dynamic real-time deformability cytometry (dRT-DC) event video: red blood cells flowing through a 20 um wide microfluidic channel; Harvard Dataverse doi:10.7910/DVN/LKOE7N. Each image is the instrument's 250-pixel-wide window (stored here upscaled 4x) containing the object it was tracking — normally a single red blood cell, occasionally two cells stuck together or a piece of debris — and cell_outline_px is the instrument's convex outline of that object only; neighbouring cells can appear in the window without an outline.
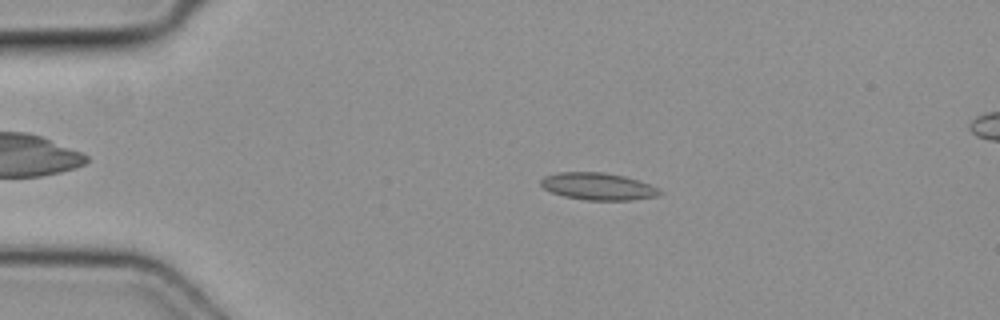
{"species": "common noctule bat (a hibernating species)", "species_latin": "Nyctalus noctula", "temperature_condition": "cold", "stored_images_in_passage": 42, "camera_frame_rate_fps": 3000, "um_per_image_px": 0.085, "animal": {"sex": "female", "body_mass_g": 19.3, "forearm_length_mm": 54.1}, "frame": {"image": 1, "passage_image": 3, "time_ms": 0.667, "image_size_px": [1000, 320], "cell_outline_px": [[664, 192], [660, 196], [632, 200], [584, 200], [564, 196], [552, 192], [544, 188], [540, 184], [540, 180], [544, 176], [556, 172], [604, 172], [624, 176], [648, 184]], "centroid_in_image_um": [50.82, 15.84], "position_along_channel_um": 34.2, "area_um2": 18.84}}
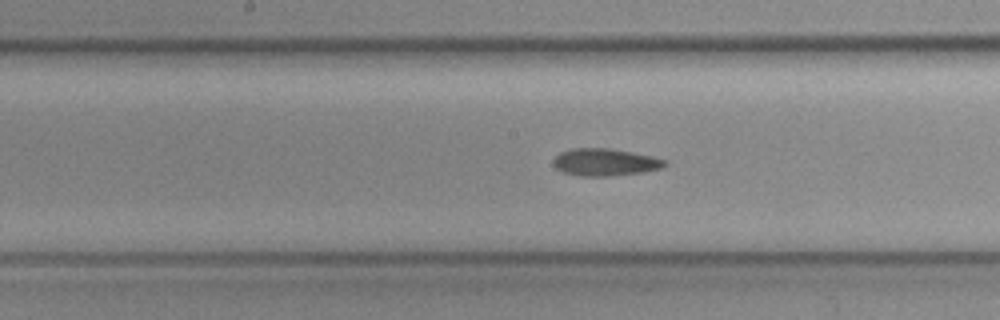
{"frame": {"image": 2, "passage_image": 18, "time_ms": 5.667, "image_size_px": [1000, 320], "cell_outline_px": [[668, 164], [660, 168], [644, 172], [608, 176], [580, 176], [564, 172], [556, 168], [552, 164], [552, 160], [560, 152], [572, 148], [608, 148], [652, 156], [668, 160]], "centroid_in_image_um": [51.42, 13.78], "position_along_channel_um": 196.8, "area_um2": 17.74}}
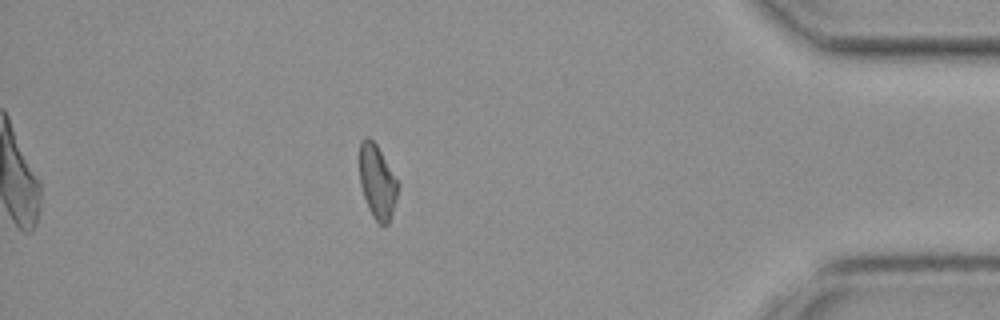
{"frame": {"image": 3, "passage_image": 36, "time_ms": 11.667, "image_size_px": [1000, 320], "cell_outline_px": [[400, 184], [392, 212], [388, 224], [380, 224], [372, 216], [368, 208], [360, 184], [360, 140], [368, 136], [376, 144]], "centroid_in_image_um": [32.07, 15.44], "position_along_channel_um": 403.1, "area_um2": 16.36}}